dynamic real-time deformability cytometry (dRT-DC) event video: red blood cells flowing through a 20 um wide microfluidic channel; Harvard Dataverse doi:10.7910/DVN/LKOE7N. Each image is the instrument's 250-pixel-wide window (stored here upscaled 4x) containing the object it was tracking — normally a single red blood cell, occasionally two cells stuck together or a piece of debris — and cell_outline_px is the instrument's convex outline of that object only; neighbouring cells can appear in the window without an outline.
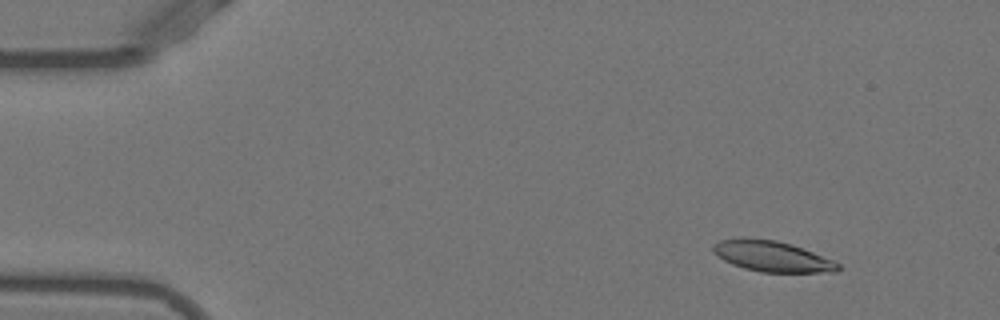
{"species": "Egyptian fruit bat (a non-hibernating species)", "species_latin": "Rousettus aegyptiacus", "temperature_condition": "warm", "stored_images_in_passage": 25, "camera_frame_rate_fps": 3000, "um_per_image_px": 0.085, "animal": {"sex": "female"}, "frame": {"image": 1, "passage_image": 6, "time_ms": 1.667, "image_size_px": [1000, 320], "cell_outline_px": [[840, 268], [836, 272], [760, 272], [744, 268], [732, 264], [724, 260], [712, 252], [712, 244], [720, 240], [740, 236], [744, 236], [776, 240], [792, 244], [832, 260], [840, 264]], "centroid_in_image_um": [65.56, 21.76], "position_along_channel_um": 19.4, "area_um2": 22.6}}
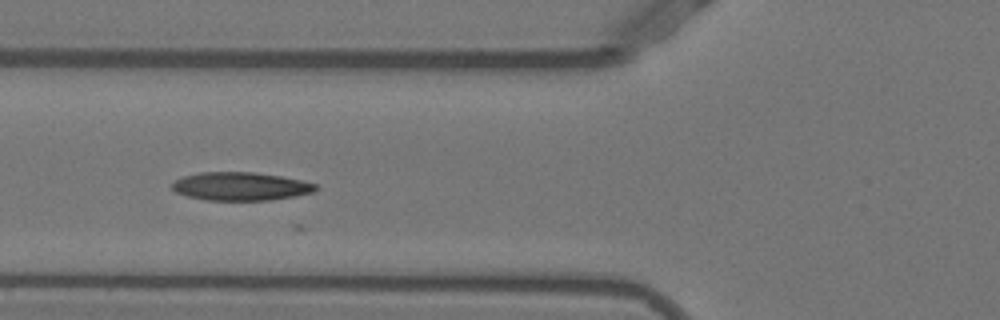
{"frame": {"image": 2, "passage_image": 20, "time_ms": 6.333, "image_size_px": [1000, 320], "cell_outline_px": [[320, 188], [312, 192], [296, 196], [272, 200], [208, 200], [188, 196], [176, 192], [168, 184], [172, 180], [184, 176], [200, 172], [252, 172], [280, 176], [300, 180], [316, 184]], "centroid_in_image_um": [20.42, 15.84], "position_along_channel_um": 105.4, "area_um2": 23.76}}
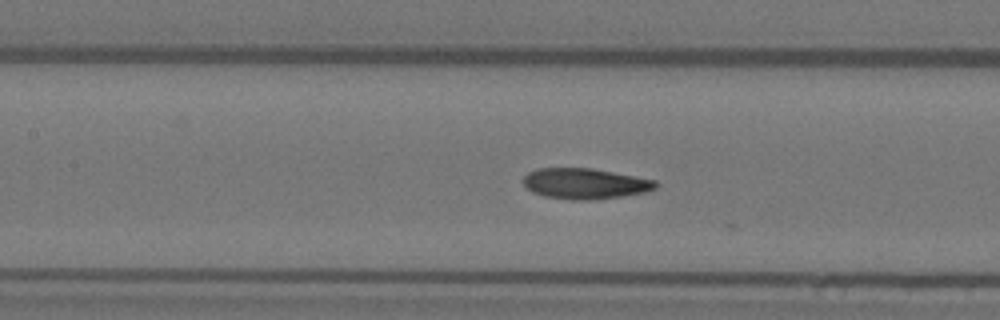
{"frame": {"image": 3, "passage_image": 24, "time_ms": 7.667, "image_size_px": [1000, 320], "cell_outline_px": [[656, 188], [644, 192], [620, 196], [592, 200], [572, 200], [544, 196], [532, 192], [524, 184], [524, 176], [528, 172], [536, 168], [592, 168], [656, 180]], "centroid_in_image_um": [49.69, 15.6], "position_along_channel_um": 157.7, "area_um2": 23.52}}